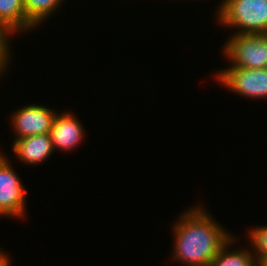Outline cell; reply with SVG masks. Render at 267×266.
Wrapping results in <instances>:
<instances>
[{
    "label": "cell",
    "instance_id": "8992f818",
    "mask_svg": "<svg viewBox=\"0 0 267 266\" xmlns=\"http://www.w3.org/2000/svg\"><path fill=\"white\" fill-rule=\"evenodd\" d=\"M56 111L37 104H29L12 113L11 125L16 138H25L38 134L50 133Z\"/></svg>",
    "mask_w": 267,
    "mask_h": 266
},
{
    "label": "cell",
    "instance_id": "277c9868",
    "mask_svg": "<svg viewBox=\"0 0 267 266\" xmlns=\"http://www.w3.org/2000/svg\"><path fill=\"white\" fill-rule=\"evenodd\" d=\"M10 162L0 152V217L20 219L26 214L27 191Z\"/></svg>",
    "mask_w": 267,
    "mask_h": 266
},
{
    "label": "cell",
    "instance_id": "4fadbf2b",
    "mask_svg": "<svg viewBox=\"0 0 267 266\" xmlns=\"http://www.w3.org/2000/svg\"><path fill=\"white\" fill-rule=\"evenodd\" d=\"M9 38L3 34L0 33V77L3 76L2 74L6 72V68L9 67V60L11 59V51H10V44H9Z\"/></svg>",
    "mask_w": 267,
    "mask_h": 266
},
{
    "label": "cell",
    "instance_id": "5bb4252c",
    "mask_svg": "<svg viewBox=\"0 0 267 266\" xmlns=\"http://www.w3.org/2000/svg\"><path fill=\"white\" fill-rule=\"evenodd\" d=\"M7 252L5 251H0V266H11V260Z\"/></svg>",
    "mask_w": 267,
    "mask_h": 266
},
{
    "label": "cell",
    "instance_id": "9c48e42d",
    "mask_svg": "<svg viewBox=\"0 0 267 266\" xmlns=\"http://www.w3.org/2000/svg\"><path fill=\"white\" fill-rule=\"evenodd\" d=\"M35 27L27 20L24 0H0V33L8 38Z\"/></svg>",
    "mask_w": 267,
    "mask_h": 266
},
{
    "label": "cell",
    "instance_id": "3957f363",
    "mask_svg": "<svg viewBox=\"0 0 267 266\" xmlns=\"http://www.w3.org/2000/svg\"><path fill=\"white\" fill-rule=\"evenodd\" d=\"M230 67L267 68V34H232L223 46Z\"/></svg>",
    "mask_w": 267,
    "mask_h": 266
},
{
    "label": "cell",
    "instance_id": "9a60e30c",
    "mask_svg": "<svg viewBox=\"0 0 267 266\" xmlns=\"http://www.w3.org/2000/svg\"><path fill=\"white\" fill-rule=\"evenodd\" d=\"M258 266H267V257L261 259V260L258 262Z\"/></svg>",
    "mask_w": 267,
    "mask_h": 266
},
{
    "label": "cell",
    "instance_id": "52a82bcc",
    "mask_svg": "<svg viewBox=\"0 0 267 266\" xmlns=\"http://www.w3.org/2000/svg\"><path fill=\"white\" fill-rule=\"evenodd\" d=\"M72 112L57 113L54 117L50 135L53 148L59 151H73L84 139V127Z\"/></svg>",
    "mask_w": 267,
    "mask_h": 266
},
{
    "label": "cell",
    "instance_id": "7c38bea8",
    "mask_svg": "<svg viewBox=\"0 0 267 266\" xmlns=\"http://www.w3.org/2000/svg\"><path fill=\"white\" fill-rule=\"evenodd\" d=\"M252 253L257 262L267 257V226H256L249 230Z\"/></svg>",
    "mask_w": 267,
    "mask_h": 266
},
{
    "label": "cell",
    "instance_id": "5b68a950",
    "mask_svg": "<svg viewBox=\"0 0 267 266\" xmlns=\"http://www.w3.org/2000/svg\"><path fill=\"white\" fill-rule=\"evenodd\" d=\"M226 89L247 98H267V68L227 67L215 74Z\"/></svg>",
    "mask_w": 267,
    "mask_h": 266
},
{
    "label": "cell",
    "instance_id": "ba28073f",
    "mask_svg": "<svg viewBox=\"0 0 267 266\" xmlns=\"http://www.w3.org/2000/svg\"><path fill=\"white\" fill-rule=\"evenodd\" d=\"M12 149L19 161L28 165L43 163L55 151L50 133L14 140Z\"/></svg>",
    "mask_w": 267,
    "mask_h": 266
},
{
    "label": "cell",
    "instance_id": "2e32d148",
    "mask_svg": "<svg viewBox=\"0 0 267 266\" xmlns=\"http://www.w3.org/2000/svg\"><path fill=\"white\" fill-rule=\"evenodd\" d=\"M225 0H223L220 4H219V6L217 7L218 9L223 5V2H224Z\"/></svg>",
    "mask_w": 267,
    "mask_h": 266
},
{
    "label": "cell",
    "instance_id": "30bf717a",
    "mask_svg": "<svg viewBox=\"0 0 267 266\" xmlns=\"http://www.w3.org/2000/svg\"><path fill=\"white\" fill-rule=\"evenodd\" d=\"M236 237L233 236L222 246L219 253L212 259L210 266H258L255 256L248 248L230 250Z\"/></svg>",
    "mask_w": 267,
    "mask_h": 266
},
{
    "label": "cell",
    "instance_id": "6da1fadb",
    "mask_svg": "<svg viewBox=\"0 0 267 266\" xmlns=\"http://www.w3.org/2000/svg\"><path fill=\"white\" fill-rule=\"evenodd\" d=\"M203 205L194 206L174 223L172 258L184 266H210L212 259L232 237L230 232L211 218Z\"/></svg>",
    "mask_w": 267,
    "mask_h": 266
},
{
    "label": "cell",
    "instance_id": "8fae6325",
    "mask_svg": "<svg viewBox=\"0 0 267 266\" xmlns=\"http://www.w3.org/2000/svg\"><path fill=\"white\" fill-rule=\"evenodd\" d=\"M63 1L64 0H24L27 20L37 28V25L42 24L43 21L46 22V19H48L50 15L56 13L55 11Z\"/></svg>",
    "mask_w": 267,
    "mask_h": 266
},
{
    "label": "cell",
    "instance_id": "7a4b0ae2",
    "mask_svg": "<svg viewBox=\"0 0 267 266\" xmlns=\"http://www.w3.org/2000/svg\"><path fill=\"white\" fill-rule=\"evenodd\" d=\"M215 16L235 34H267V0H225Z\"/></svg>",
    "mask_w": 267,
    "mask_h": 266
}]
</instances>
